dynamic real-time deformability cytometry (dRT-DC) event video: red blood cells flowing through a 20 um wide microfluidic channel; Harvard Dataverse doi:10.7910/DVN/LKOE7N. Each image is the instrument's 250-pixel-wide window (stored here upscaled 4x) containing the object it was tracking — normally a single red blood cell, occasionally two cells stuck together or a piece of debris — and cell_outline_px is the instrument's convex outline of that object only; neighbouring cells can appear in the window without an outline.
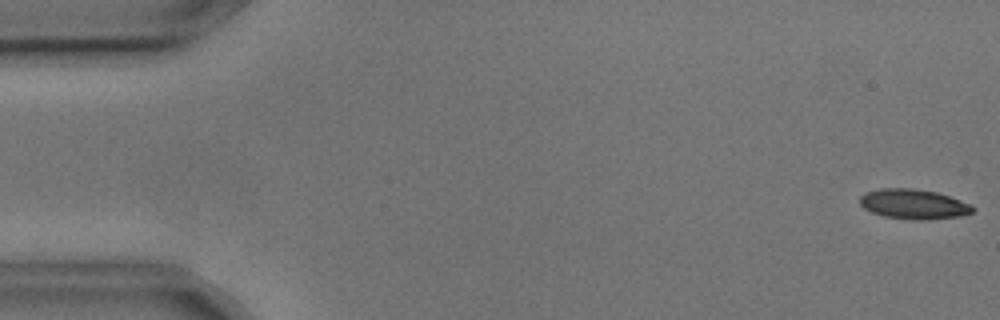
{"species": "common noctule bat (a hibernating species)", "species_latin": "Nyctalus noctula", "temperature_condition": "cold", "stored_images_in_passage": 5, "camera_frame_rate_fps": 3000, "um_per_image_px": 0.085, "animal": {"sex": "male", "body_mass_g": 17.9, "forearm_length_mm": 54.2}, "frame": {"image": 1, "passage_image": 1, "time_ms": 0.0, "image_size_px": [1000, 320], "cell_outline_px": [[976, 208], [972, 212], [960, 216], [924, 220], [912, 220], [884, 216], [872, 212], [864, 208], [860, 204], [860, 196], [864, 192], [880, 188], [912, 188], [936, 192], [960, 200]], "centroid_in_image_um": [77.62, 17.35], "position_along_channel_um": 7.4, "area_um2": 19.59}}